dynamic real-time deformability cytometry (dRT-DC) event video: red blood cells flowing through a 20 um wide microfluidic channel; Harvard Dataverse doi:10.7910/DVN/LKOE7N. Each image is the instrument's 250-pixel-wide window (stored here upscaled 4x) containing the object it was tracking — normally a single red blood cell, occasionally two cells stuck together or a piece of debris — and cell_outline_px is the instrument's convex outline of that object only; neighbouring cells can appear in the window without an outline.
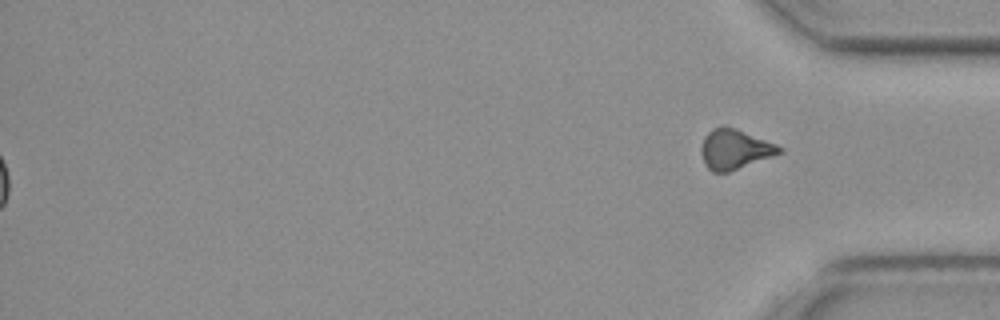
{"species": "common noctule bat (a hibernating species)", "species_latin": "Nyctalus noctula", "temperature_condition": "cold", "stored_images_in_passage": 43, "segment_of_instrument_passage": [2, 2], "camera_frame_rate_fps": 3000, "um_per_image_px": 0.085, "animal": {"sex": "female", "body_mass_g": 19.3, "forearm_length_mm": 54.1}, "frame": {"image": 1, "passage_image": 43, "time_ms": 14.0, "image_size_px": [1000, 320], "cell_outline_px": [[784, 152], [728, 172], [712, 172], [704, 164], [700, 152], [700, 148], [704, 136], [712, 128], [724, 124], [736, 128], [776, 144], [784, 148]], "centroid_in_image_um": [62.43, 12.67], "position_along_channel_um": 372.8, "area_um2": 18.38}}